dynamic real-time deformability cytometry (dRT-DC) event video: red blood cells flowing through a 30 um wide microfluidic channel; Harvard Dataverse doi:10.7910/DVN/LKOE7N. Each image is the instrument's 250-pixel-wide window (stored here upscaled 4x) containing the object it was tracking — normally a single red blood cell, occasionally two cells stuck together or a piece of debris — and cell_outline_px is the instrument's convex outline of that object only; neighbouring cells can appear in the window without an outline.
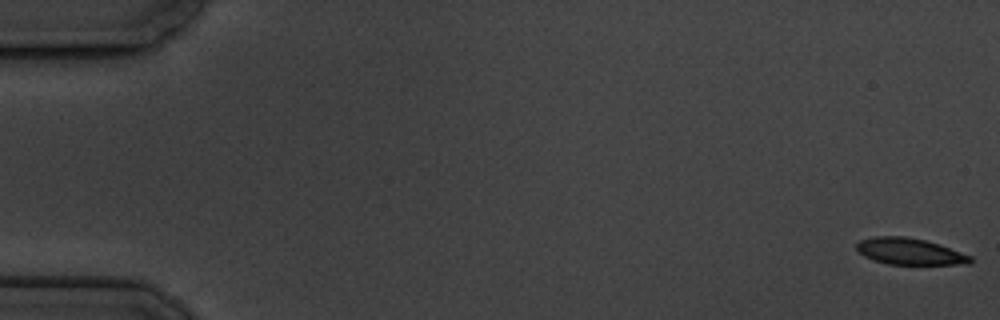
{"species": "common noctule bat (a hibernating species)", "species_latin": "Nyctalus noctula", "temperature_condition": "cold", "stored_images_in_passage": 6, "camera_frame_rate_fps": 3000, "um_per_image_px": 0.085, "animal": {"sex": "male", "body_mass_g": 19.5, "forearm_length_mm": 54.6}, "frame": {"image": 1, "passage_image": 1, "time_ms": 0.0, "image_size_px": [1000, 320], "cell_outline_px": [[972, 264], [888, 264], [872, 260], [864, 256], [856, 248], [856, 244], [860, 240], [876, 236], [904, 236], [924, 240], [972, 256]], "centroid_in_image_um": [77.29, 21.38], "position_along_channel_um": 7.7, "area_um2": 17.34}}